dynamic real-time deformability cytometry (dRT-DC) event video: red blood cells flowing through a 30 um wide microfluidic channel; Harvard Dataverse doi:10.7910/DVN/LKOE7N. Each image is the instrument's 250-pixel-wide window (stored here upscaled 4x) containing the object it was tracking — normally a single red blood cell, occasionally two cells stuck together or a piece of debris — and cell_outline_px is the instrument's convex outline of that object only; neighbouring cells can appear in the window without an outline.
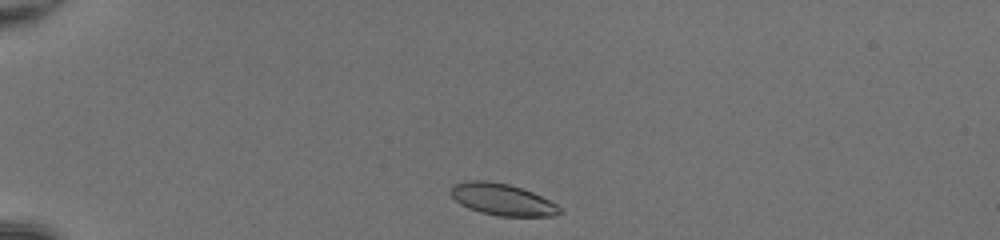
{"species": "common noctule bat (a hibernating species)", "species_latin": "Nyctalus noctula", "temperature_condition": "room temperature", "stored_images_in_passage": 34, "camera_frame_rate_fps": 3000, "um_per_image_px": 0.085, "animal": {"sex": "female", "body_mass_g": 20.0, "forearm_length_mm": 54.0}, "frame": {"image": 1, "passage_image": 1, "time_ms": 0.0, "image_size_px": [1000, 240], "cell_outline_px": [[564, 212], [552, 216], [500, 216], [480, 212], [468, 208], [460, 204], [448, 192], [452, 184], [468, 180], [488, 180], [508, 184], [532, 192], [556, 204]], "centroid_in_image_um": [42.64, 16.95], "position_along_channel_um": 42.4, "area_um2": 20.17}}
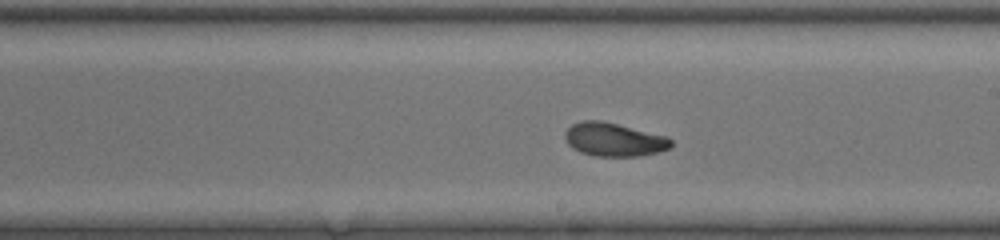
{"frame": {"image": 2, "passage_image": 19, "time_ms": 6.0, "image_size_px": [1000, 240], "cell_outline_px": [[672, 144], [668, 148], [656, 152], [640, 156], [596, 156], [580, 152], [572, 148], [568, 144], [564, 136], [564, 132], [572, 124], [584, 120], [600, 120], [668, 136], [672, 140]], "centroid_in_image_um": [52.16, 11.86], "position_along_channel_um": 236.8, "area_um2": 20.63}}
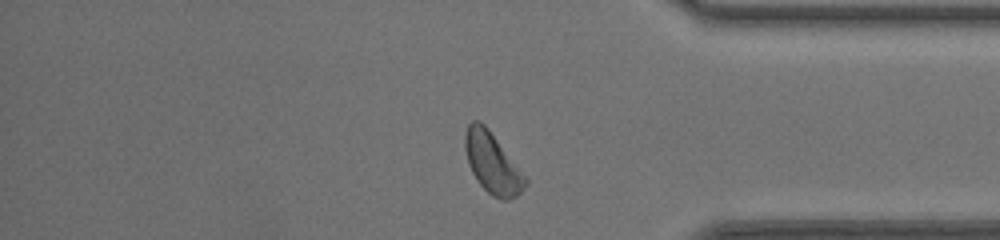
{"frame": {"image": 3, "passage_image": 31, "time_ms": 10.0, "image_size_px": [1000, 240], "cell_outline_px": [[528, 184], [516, 196], [508, 200], [500, 200], [492, 196], [476, 180], [468, 164], [464, 148], [464, 132], [468, 124], [472, 120], [480, 120], [488, 128], [528, 180]], "centroid_in_image_um": [41.82, 13.86], "position_along_channel_um": 393.4, "area_um2": 21.27}, "authors_computed_cell_mechanics": {"area_um2": 20.7791, "velocity_mm_per_s": 4.1773, "shape_relaxation_time_tau1_ms": 2.396, "shape_relaxation_time_tau2_ms": 2.532, "deformation_change_tau1": 0.1113, "deformation_change_tau2": 0.0704}}